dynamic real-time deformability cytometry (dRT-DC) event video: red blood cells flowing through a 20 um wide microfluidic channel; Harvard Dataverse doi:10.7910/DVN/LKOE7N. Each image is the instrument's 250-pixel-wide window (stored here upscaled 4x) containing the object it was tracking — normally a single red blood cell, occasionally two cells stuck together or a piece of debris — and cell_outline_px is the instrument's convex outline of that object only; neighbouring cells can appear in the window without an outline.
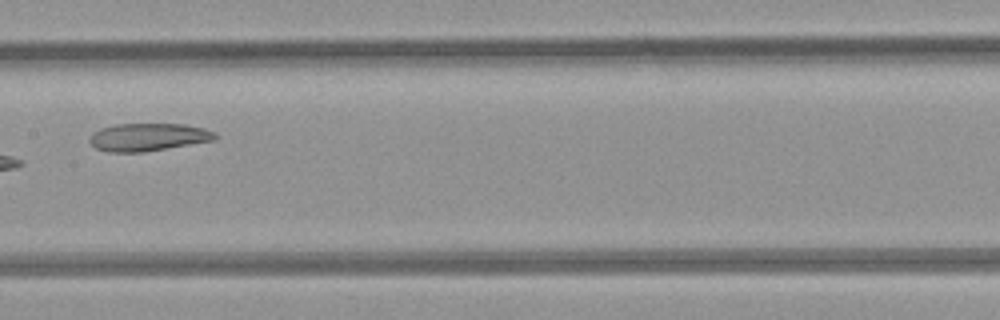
{"species": "common noctule bat (a hibernating species)", "species_latin": "Nyctalus noctula", "temperature_condition": "room temperature", "stored_images_in_passage": 9, "camera_frame_rate_fps": 3000, "um_per_image_px": 0.085, "animal": {"sex": "female", "body_mass_g": 21.9}, "frame": {"image": 1, "passage_image": 8, "time_ms": 8.0, "image_size_px": [1000, 320], "cell_outline_px": [[220, 136], [216, 140], [144, 152], [108, 152], [96, 148], [88, 140], [100, 128], [112, 124], [184, 124], [204, 128], [216, 132]], "centroid_in_image_um": [12.65, 11.65], "position_along_channel_um": 194.7, "area_um2": 20.4}}
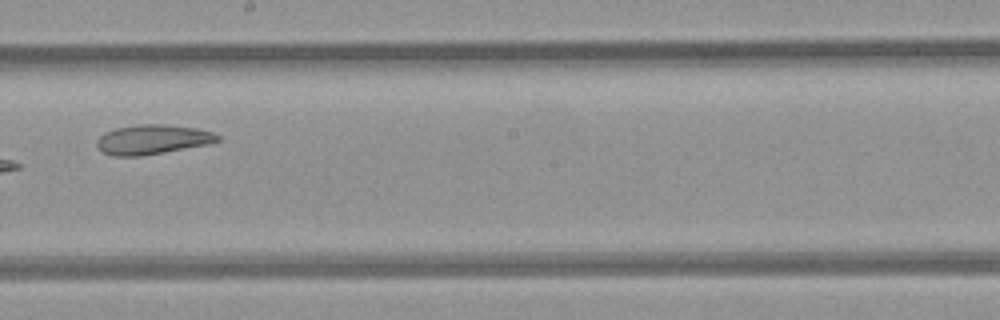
{"frame": {"image": 2, "passage_image": 9, "time_ms": 9.0, "image_size_px": [1000, 320], "cell_outline_px": [[220, 140], [208, 144], [164, 152], [140, 156], [112, 156], [100, 152], [96, 144], [96, 140], [100, 136], [116, 128], [140, 124], [164, 124], [196, 128], [212, 132], [220, 136]], "centroid_in_image_um": [12.94, 11.86], "position_along_channel_um": 235.3, "area_um2": 20.75}}